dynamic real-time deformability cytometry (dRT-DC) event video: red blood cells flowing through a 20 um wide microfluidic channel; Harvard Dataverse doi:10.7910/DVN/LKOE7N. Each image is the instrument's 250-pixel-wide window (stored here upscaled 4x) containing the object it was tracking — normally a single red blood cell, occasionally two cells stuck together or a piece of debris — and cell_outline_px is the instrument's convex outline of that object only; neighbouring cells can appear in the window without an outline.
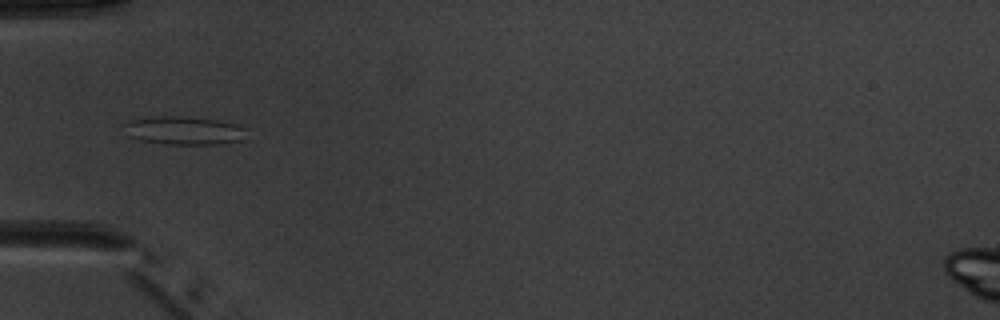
{"species": "common noctule bat (a hibernating species)", "species_latin": "Nyctalus noctula", "temperature_condition": "warm", "stored_images_in_passage": 5, "camera_frame_rate_fps": 3000, "um_per_image_px": 0.085, "animal": {"sex": "male", "body_mass_g": 20.1, "forearm_length_mm": 53.5}, "frame": {"image": 1, "passage_image": 3, "time_ms": 2.333, "image_size_px": [1000, 320], "cell_outline_px": [[248, 140], [220, 144], [164, 144], [140, 140], [132, 136], [124, 124], [128, 120], [148, 116], [180, 116], [216, 120], [236, 124], [248, 128]], "centroid_in_image_um": [15.76, 11.09], "position_along_channel_um": 69.2, "area_um2": 20.46}}
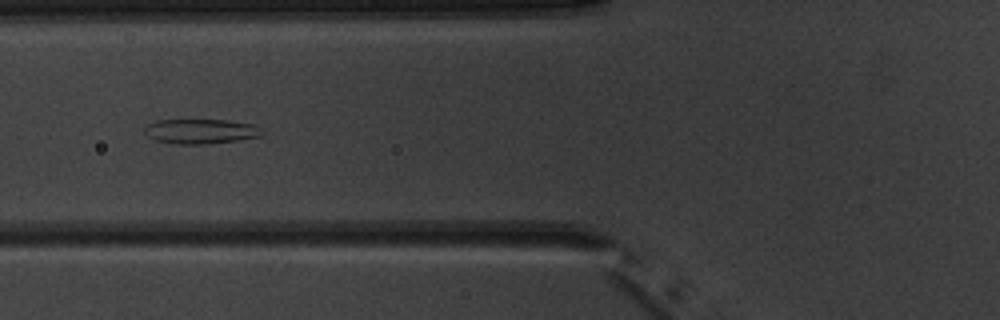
{"frame": {"image": 2, "passage_image": 4, "time_ms": 3.333, "image_size_px": [1000, 320], "cell_outline_px": [[264, 132], [260, 136], [236, 140], [208, 144], [176, 144], [156, 140], [148, 136], [144, 132], [144, 128], [148, 124], [156, 120], [228, 120], [256, 124]], "centroid_in_image_um": [17.07, 11.15], "position_along_channel_um": 108.7, "area_um2": 16.99}}